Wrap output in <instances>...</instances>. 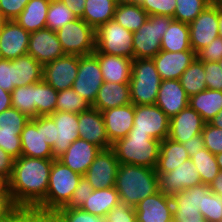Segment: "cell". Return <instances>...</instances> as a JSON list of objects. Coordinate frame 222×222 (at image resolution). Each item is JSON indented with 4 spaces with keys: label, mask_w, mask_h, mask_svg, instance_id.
I'll list each match as a JSON object with an SVG mask.
<instances>
[{
    "label": "cell",
    "mask_w": 222,
    "mask_h": 222,
    "mask_svg": "<svg viewBox=\"0 0 222 222\" xmlns=\"http://www.w3.org/2000/svg\"><path fill=\"white\" fill-rule=\"evenodd\" d=\"M0 87L7 92H12L13 85V63L11 60L0 59Z\"/></svg>",
    "instance_id": "cell-55"
},
{
    "label": "cell",
    "mask_w": 222,
    "mask_h": 222,
    "mask_svg": "<svg viewBox=\"0 0 222 222\" xmlns=\"http://www.w3.org/2000/svg\"><path fill=\"white\" fill-rule=\"evenodd\" d=\"M119 165L120 163L112 148L101 150L84 177H86L94 190L113 187L115 186Z\"/></svg>",
    "instance_id": "cell-14"
},
{
    "label": "cell",
    "mask_w": 222,
    "mask_h": 222,
    "mask_svg": "<svg viewBox=\"0 0 222 222\" xmlns=\"http://www.w3.org/2000/svg\"><path fill=\"white\" fill-rule=\"evenodd\" d=\"M209 123L222 129V110H220Z\"/></svg>",
    "instance_id": "cell-63"
},
{
    "label": "cell",
    "mask_w": 222,
    "mask_h": 222,
    "mask_svg": "<svg viewBox=\"0 0 222 222\" xmlns=\"http://www.w3.org/2000/svg\"><path fill=\"white\" fill-rule=\"evenodd\" d=\"M11 62L13 63V85L15 88L42 81L43 66L31 55L19 56Z\"/></svg>",
    "instance_id": "cell-30"
},
{
    "label": "cell",
    "mask_w": 222,
    "mask_h": 222,
    "mask_svg": "<svg viewBox=\"0 0 222 222\" xmlns=\"http://www.w3.org/2000/svg\"><path fill=\"white\" fill-rule=\"evenodd\" d=\"M82 175L72 171L58 159L50 170L46 198L30 213L36 217L49 218L58 209L65 207L77 188Z\"/></svg>",
    "instance_id": "cell-3"
},
{
    "label": "cell",
    "mask_w": 222,
    "mask_h": 222,
    "mask_svg": "<svg viewBox=\"0 0 222 222\" xmlns=\"http://www.w3.org/2000/svg\"><path fill=\"white\" fill-rule=\"evenodd\" d=\"M161 81L153 59H133L129 82L131 103L134 105L155 104Z\"/></svg>",
    "instance_id": "cell-5"
},
{
    "label": "cell",
    "mask_w": 222,
    "mask_h": 222,
    "mask_svg": "<svg viewBox=\"0 0 222 222\" xmlns=\"http://www.w3.org/2000/svg\"><path fill=\"white\" fill-rule=\"evenodd\" d=\"M211 2L219 3L221 0H210Z\"/></svg>",
    "instance_id": "cell-70"
},
{
    "label": "cell",
    "mask_w": 222,
    "mask_h": 222,
    "mask_svg": "<svg viewBox=\"0 0 222 222\" xmlns=\"http://www.w3.org/2000/svg\"><path fill=\"white\" fill-rule=\"evenodd\" d=\"M170 118L156 105H134L133 127L129 133L149 134L163 141L169 136Z\"/></svg>",
    "instance_id": "cell-9"
},
{
    "label": "cell",
    "mask_w": 222,
    "mask_h": 222,
    "mask_svg": "<svg viewBox=\"0 0 222 222\" xmlns=\"http://www.w3.org/2000/svg\"><path fill=\"white\" fill-rule=\"evenodd\" d=\"M10 107H12L11 93L0 87V113Z\"/></svg>",
    "instance_id": "cell-60"
},
{
    "label": "cell",
    "mask_w": 222,
    "mask_h": 222,
    "mask_svg": "<svg viewBox=\"0 0 222 222\" xmlns=\"http://www.w3.org/2000/svg\"><path fill=\"white\" fill-rule=\"evenodd\" d=\"M201 215L207 222L222 220V196L215 195L211 190L203 195V210Z\"/></svg>",
    "instance_id": "cell-46"
},
{
    "label": "cell",
    "mask_w": 222,
    "mask_h": 222,
    "mask_svg": "<svg viewBox=\"0 0 222 222\" xmlns=\"http://www.w3.org/2000/svg\"><path fill=\"white\" fill-rule=\"evenodd\" d=\"M52 222H105V218L92 215L81 208L63 207L49 217Z\"/></svg>",
    "instance_id": "cell-45"
},
{
    "label": "cell",
    "mask_w": 222,
    "mask_h": 222,
    "mask_svg": "<svg viewBox=\"0 0 222 222\" xmlns=\"http://www.w3.org/2000/svg\"><path fill=\"white\" fill-rule=\"evenodd\" d=\"M219 3L209 4L189 25L191 49L197 54L219 36Z\"/></svg>",
    "instance_id": "cell-10"
},
{
    "label": "cell",
    "mask_w": 222,
    "mask_h": 222,
    "mask_svg": "<svg viewBox=\"0 0 222 222\" xmlns=\"http://www.w3.org/2000/svg\"><path fill=\"white\" fill-rule=\"evenodd\" d=\"M58 91L43 80L36 83V117L51 115L56 111Z\"/></svg>",
    "instance_id": "cell-41"
},
{
    "label": "cell",
    "mask_w": 222,
    "mask_h": 222,
    "mask_svg": "<svg viewBox=\"0 0 222 222\" xmlns=\"http://www.w3.org/2000/svg\"><path fill=\"white\" fill-rule=\"evenodd\" d=\"M219 169L222 170V153L215 155Z\"/></svg>",
    "instance_id": "cell-67"
},
{
    "label": "cell",
    "mask_w": 222,
    "mask_h": 222,
    "mask_svg": "<svg viewBox=\"0 0 222 222\" xmlns=\"http://www.w3.org/2000/svg\"><path fill=\"white\" fill-rule=\"evenodd\" d=\"M30 118L10 107L0 113V148L16 159L21 156L20 134Z\"/></svg>",
    "instance_id": "cell-11"
},
{
    "label": "cell",
    "mask_w": 222,
    "mask_h": 222,
    "mask_svg": "<svg viewBox=\"0 0 222 222\" xmlns=\"http://www.w3.org/2000/svg\"><path fill=\"white\" fill-rule=\"evenodd\" d=\"M14 158L0 148V178L5 182L11 179L13 172Z\"/></svg>",
    "instance_id": "cell-56"
},
{
    "label": "cell",
    "mask_w": 222,
    "mask_h": 222,
    "mask_svg": "<svg viewBox=\"0 0 222 222\" xmlns=\"http://www.w3.org/2000/svg\"><path fill=\"white\" fill-rule=\"evenodd\" d=\"M7 21H8V19L0 11V32L4 28V26L7 23Z\"/></svg>",
    "instance_id": "cell-66"
},
{
    "label": "cell",
    "mask_w": 222,
    "mask_h": 222,
    "mask_svg": "<svg viewBox=\"0 0 222 222\" xmlns=\"http://www.w3.org/2000/svg\"><path fill=\"white\" fill-rule=\"evenodd\" d=\"M30 32L8 20L0 32L1 59L14 60L28 52Z\"/></svg>",
    "instance_id": "cell-22"
},
{
    "label": "cell",
    "mask_w": 222,
    "mask_h": 222,
    "mask_svg": "<svg viewBox=\"0 0 222 222\" xmlns=\"http://www.w3.org/2000/svg\"><path fill=\"white\" fill-rule=\"evenodd\" d=\"M115 188L120 202L135 208L146 197L158 191L156 169L132 164H120Z\"/></svg>",
    "instance_id": "cell-2"
},
{
    "label": "cell",
    "mask_w": 222,
    "mask_h": 222,
    "mask_svg": "<svg viewBox=\"0 0 222 222\" xmlns=\"http://www.w3.org/2000/svg\"><path fill=\"white\" fill-rule=\"evenodd\" d=\"M191 160L203 184L209 185L220 171L215 155L206 148L199 150L197 154L191 157Z\"/></svg>",
    "instance_id": "cell-40"
},
{
    "label": "cell",
    "mask_w": 222,
    "mask_h": 222,
    "mask_svg": "<svg viewBox=\"0 0 222 222\" xmlns=\"http://www.w3.org/2000/svg\"><path fill=\"white\" fill-rule=\"evenodd\" d=\"M65 54L86 56L95 51V30L77 18L56 31Z\"/></svg>",
    "instance_id": "cell-8"
},
{
    "label": "cell",
    "mask_w": 222,
    "mask_h": 222,
    "mask_svg": "<svg viewBox=\"0 0 222 222\" xmlns=\"http://www.w3.org/2000/svg\"><path fill=\"white\" fill-rule=\"evenodd\" d=\"M63 2L76 16L82 18L85 9L86 0H60Z\"/></svg>",
    "instance_id": "cell-59"
},
{
    "label": "cell",
    "mask_w": 222,
    "mask_h": 222,
    "mask_svg": "<svg viewBox=\"0 0 222 222\" xmlns=\"http://www.w3.org/2000/svg\"><path fill=\"white\" fill-rule=\"evenodd\" d=\"M107 137L111 144L125 138L133 127L134 104L110 108L101 111Z\"/></svg>",
    "instance_id": "cell-25"
},
{
    "label": "cell",
    "mask_w": 222,
    "mask_h": 222,
    "mask_svg": "<svg viewBox=\"0 0 222 222\" xmlns=\"http://www.w3.org/2000/svg\"><path fill=\"white\" fill-rule=\"evenodd\" d=\"M210 191L207 184H199L171 196L173 202V217L176 221L185 222L190 218H203V195Z\"/></svg>",
    "instance_id": "cell-16"
},
{
    "label": "cell",
    "mask_w": 222,
    "mask_h": 222,
    "mask_svg": "<svg viewBox=\"0 0 222 222\" xmlns=\"http://www.w3.org/2000/svg\"><path fill=\"white\" fill-rule=\"evenodd\" d=\"M150 15L174 17L176 0H142L139 4Z\"/></svg>",
    "instance_id": "cell-48"
},
{
    "label": "cell",
    "mask_w": 222,
    "mask_h": 222,
    "mask_svg": "<svg viewBox=\"0 0 222 222\" xmlns=\"http://www.w3.org/2000/svg\"><path fill=\"white\" fill-rule=\"evenodd\" d=\"M131 103L129 83L103 82L91 107L100 112Z\"/></svg>",
    "instance_id": "cell-29"
},
{
    "label": "cell",
    "mask_w": 222,
    "mask_h": 222,
    "mask_svg": "<svg viewBox=\"0 0 222 222\" xmlns=\"http://www.w3.org/2000/svg\"><path fill=\"white\" fill-rule=\"evenodd\" d=\"M197 58L193 50L168 52L161 50L153 61L162 80H179L186 68Z\"/></svg>",
    "instance_id": "cell-23"
},
{
    "label": "cell",
    "mask_w": 222,
    "mask_h": 222,
    "mask_svg": "<svg viewBox=\"0 0 222 222\" xmlns=\"http://www.w3.org/2000/svg\"><path fill=\"white\" fill-rule=\"evenodd\" d=\"M183 146L191 158L194 154H197L199 150L205 148L202 134L195 135L193 138L183 143Z\"/></svg>",
    "instance_id": "cell-57"
},
{
    "label": "cell",
    "mask_w": 222,
    "mask_h": 222,
    "mask_svg": "<svg viewBox=\"0 0 222 222\" xmlns=\"http://www.w3.org/2000/svg\"><path fill=\"white\" fill-rule=\"evenodd\" d=\"M103 82L98 58L94 54L79 56L77 77L72 89L92 106Z\"/></svg>",
    "instance_id": "cell-12"
},
{
    "label": "cell",
    "mask_w": 222,
    "mask_h": 222,
    "mask_svg": "<svg viewBox=\"0 0 222 222\" xmlns=\"http://www.w3.org/2000/svg\"><path fill=\"white\" fill-rule=\"evenodd\" d=\"M116 5L115 0H86L82 19L96 31L113 20Z\"/></svg>",
    "instance_id": "cell-35"
},
{
    "label": "cell",
    "mask_w": 222,
    "mask_h": 222,
    "mask_svg": "<svg viewBox=\"0 0 222 222\" xmlns=\"http://www.w3.org/2000/svg\"><path fill=\"white\" fill-rule=\"evenodd\" d=\"M100 151L96 145L78 138L58 160L72 171L84 176Z\"/></svg>",
    "instance_id": "cell-26"
},
{
    "label": "cell",
    "mask_w": 222,
    "mask_h": 222,
    "mask_svg": "<svg viewBox=\"0 0 222 222\" xmlns=\"http://www.w3.org/2000/svg\"><path fill=\"white\" fill-rule=\"evenodd\" d=\"M205 81L208 89L222 91V70L218 62H204Z\"/></svg>",
    "instance_id": "cell-51"
},
{
    "label": "cell",
    "mask_w": 222,
    "mask_h": 222,
    "mask_svg": "<svg viewBox=\"0 0 222 222\" xmlns=\"http://www.w3.org/2000/svg\"><path fill=\"white\" fill-rule=\"evenodd\" d=\"M24 213L15 205L6 188L0 194V222H17Z\"/></svg>",
    "instance_id": "cell-47"
},
{
    "label": "cell",
    "mask_w": 222,
    "mask_h": 222,
    "mask_svg": "<svg viewBox=\"0 0 222 222\" xmlns=\"http://www.w3.org/2000/svg\"><path fill=\"white\" fill-rule=\"evenodd\" d=\"M210 190L218 196H222V170L219 171L218 175L209 184Z\"/></svg>",
    "instance_id": "cell-61"
},
{
    "label": "cell",
    "mask_w": 222,
    "mask_h": 222,
    "mask_svg": "<svg viewBox=\"0 0 222 222\" xmlns=\"http://www.w3.org/2000/svg\"><path fill=\"white\" fill-rule=\"evenodd\" d=\"M120 203L119 194L115 188L108 187L93 190L81 209L95 216L105 218L110 210Z\"/></svg>",
    "instance_id": "cell-34"
},
{
    "label": "cell",
    "mask_w": 222,
    "mask_h": 222,
    "mask_svg": "<svg viewBox=\"0 0 222 222\" xmlns=\"http://www.w3.org/2000/svg\"><path fill=\"white\" fill-rule=\"evenodd\" d=\"M95 50L99 53L134 59L133 32L114 20L100 26L95 31Z\"/></svg>",
    "instance_id": "cell-7"
},
{
    "label": "cell",
    "mask_w": 222,
    "mask_h": 222,
    "mask_svg": "<svg viewBox=\"0 0 222 222\" xmlns=\"http://www.w3.org/2000/svg\"><path fill=\"white\" fill-rule=\"evenodd\" d=\"M135 213L137 222H171L174 219L172 198L158 190L140 201Z\"/></svg>",
    "instance_id": "cell-19"
},
{
    "label": "cell",
    "mask_w": 222,
    "mask_h": 222,
    "mask_svg": "<svg viewBox=\"0 0 222 222\" xmlns=\"http://www.w3.org/2000/svg\"><path fill=\"white\" fill-rule=\"evenodd\" d=\"M205 122L189 105L170 118L169 136L171 140L185 143L195 135L202 133Z\"/></svg>",
    "instance_id": "cell-24"
},
{
    "label": "cell",
    "mask_w": 222,
    "mask_h": 222,
    "mask_svg": "<svg viewBox=\"0 0 222 222\" xmlns=\"http://www.w3.org/2000/svg\"><path fill=\"white\" fill-rule=\"evenodd\" d=\"M93 190L94 189L86 177L82 176L70 199V202L65 207L81 208V206L86 202L87 198L90 197Z\"/></svg>",
    "instance_id": "cell-52"
},
{
    "label": "cell",
    "mask_w": 222,
    "mask_h": 222,
    "mask_svg": "<svg viewBox=\"0 0 222 222\" xmlns=\"http://www.w3.org/2000/svg\"><path fill=\"white\" fill-rule=\"evenodd\" d=\"M147 12L139 4H117L113 20L125 29L135 32L147 20Z\"/></svg>",
    "instance_id": "cell-37"
},
{
    "label": "cell",
    "mask_w": 222,
    "mask_h": 222,
    "mask_svg": "<svg viewBox=\"0 0 222 222\" xmlns=\"http://www.w3.org/2000/svg\"><path fill=\"white\" fill-rule=\"evenodd\" d=\"M219 36L222 37V8H221V5L219 4Z\"/></svg>",
    "instance_id": "cell-65"
},
{
    "label": "cell",
    "mask_w": 222,
    "mask_h": 222,
    "mask_svg": "<svg viewBox=\"0 0 222 222\" xmlns=\"http://www.w3.org/2000/svg\"><path fill=\"white\" fill-rule=\"evenodd\" d=\"M43 136L45 142L52 148L54 146V120L49 116H43Z\"/></svg>",
    "instance_id": "cell-58"
},
{
    "label": "cell",
    "mask_w": 222,
    "mask_h": 222,
    "mask_svg": "<svg viewBox=\"0 0 222 222\" xmlns=\"http://www.w3.org/2000/svg\"><path fill=\"white\" fill-rule=\"evenodd\" d=\"M157 175L158 190L169 196L201 184L199 173L191 158L173 171L157 173Z\"/></svg>",
    "instance_id": "cell-15"
},
{
    "label": "cell",
    "mask_w": 222,
    "mask_h": 222,
    "mask_svg": "<svg viewBox=\"0 0 222 222\" xmlns=\"http://www.w3.org/2000/svg\"><path fill=\"white\" fill-rule=\"evenodd\" d=\"M185 222H207L204 218H193V219H186Z\"/></svg>",
    "instance_id": "cell-69"
},
{
    "label": "cell",
    "mask_w": 222,
    "mask_h": 222,
    "mask_svg": "<svg viewBox=\"0 0 222 222\" xmlns=\"http://www.w3.org/2000/svg\"><path fill=\"white\" fill-rule=\"evenodd\" d=\"M211 3L210 0H176L173 18L190 24Z\"/></svg>",
    "instance_id": "cell-44"
},
{
    "label": "cell",
    "mask_w": 222,
    "mask_h": 222,
    "mask_svg": "<svg viewBox=\"0 0 222 222\" xmlns=\"http://www.w3.org/2000/svg\"><path fill=\"white\" fill-rule=\"evenodd\" d=\"M142 0H115L116 4H140Z\"/></svg>",
    "instance_id": "cell-64"
},
{
    "label": "cell",
    "mask_w": 222,
    "mask_h": 222,
    "mask_svg": "<svg viewBox=\"0 0 222 222\" xmlns=\"http://www.w3.org/2000/svg\"><path fill=\"white\" fill-rule=\"evenodd\" d=\"M93 54L98 58L103 80L105 82H130L132 73V59L99 53L97 50H95Z\"/></svg>",
    "instance_id": "cell-28"
},
{
    "label": "cell",
    "mask_w": 222,
    "mask_h": 222,
    "mask_svg": "<svg viewBox=\"0 0 222 222\" xmlns=\"http://www.w3.org/2000/svg\"><path fill=\"white\" fill-rule=\"evenodd\" d=\"M79 138L99 147L101 150L112 148L105 129L102 113L93 107L78 114Z\"/></svg>",
    "instance_id": "cell-21"
},
{
    "label": "cell",
    "mask_w": 222,
    "mask_h": 222,
    "mask_svg": "<svg viewBox=\"0 0 222 222\" xmlns=\"http://www.w3.org/2000/svg\"><path fill=\"white\" fill-rule=\"evenodd\" d=\"M27 54L42 66L65 55L56 31L47 27L30 33Z\"/></svg>",
    "instance_id": "cell-17"
},
{
    "label": "cell",
    "mask_w": 222,
    "mask_h": 222,
    "mask_svg": "<svg viewBox=\"0 0 222 222\" xmlns=\"http://www.w3.org/2000/svg\"><path fill=\"white\" fill-rule=\"evenodd\" d=\"M160 143L149 134L128 133L112 144L120 164H132L155 169L158 163Z\"/></svg>",
    "instance_id": "cell-4"
},
{
    "label": "cell",
    "mask_w": 222,
    "mask_h": 222,
    "mask_svg": "<svg viewBox=\"0 0 222 222\" xmlns=\"http://www.w3.org/2000/svg\"><path fill=\"white\" fill-rule=\"evenodd\" d=\"M201 62H219L222 60V37L218 36L208 46L197 53Z\"/></svg>",
    "instance_id": "cell-53"
},
{
    "label": "cell",
    "mask_w": 222,
    "mask_h": 222,
    "mask_svg": "<svg viewBox=\"0 0 222 222\" xmlns=\"http://www.w3.org/2000/svg\"><path fill=\"white\" fill-rule=\"evenodd\" d=\"M7 188V182L0 178V194Z\"/></svg>",
    "instance_id": "cell-68"
},
{
    "label": "cell",
    "mask_w": 222,
    "mask_h": 222,
    "mask_svg": "<svg viewBox=\"0 0 222 222\" xmlns=\"http://www.w3.org/2000/svg\"><path fill=\"white\" fill-rule=\"evenodd\" d=\"M13 108L26 114L29 118L36 117V83L16 87L11 92Z\"/></svg>",
    "instance_id": "cell-39"
},
{
    "label": "cell",
    "mask_w": 222,
    "mask_h": 222,
    "mask_svg": "<svg viewBox=\"0 0 222 222\" xmlns=\"http://www.w3.org/2000/svg\"><path fill=\"white\" fill-rule=\"evenodd\" d=\"M30 0H0V11L8 20H15Z\"/></svg>",
    "instance_id": "cell-54"
},
{
    "label": "cell",
    "mask_w": 222,
    "mask_h": 222,
    "mask_svg": "<svg viewBox=\"0 0 222 222\" xmlns=\"http://www.w3.org/2000/svg\"><path fill=\"white\" fill-rule=\"evenodd\" d=\"M78 55L65 54L43 66L42 80L60 92L72 88L77 77Z\"/></svg>",
    "instance_id": "cell-13"
},
{
    "label": "cell",
    "mask_w": 222,
    "mask_h": 222,
    "mask_svg": "<svg viewBox=\"0 0 222 222\" xmlns=\"http://www.w3.org/2000/svg\"><path fill=\"white\" fill-rule=\"evenodd\" d=\"M189 97L177 79L162 80L156 105L169 117L177 115L188 106Z\"/></svg>",
    "instance_id": "cell-27"
},
{
    "label": "cell",
    "mask_w": 222,
    "mask_h": 222,
    "mask_svg": "<svg viewBox=\"0 0 222 222\" xmlns=\"http://www.w3.org/2000/svg\"><path fill=\"white\" fill-rule=\"evenodd\" d=\"M174 18L150 15L139 29L133 32L134 59L153 58L161 51V40Z\"/></svg>",
    "instance_id": "cell-6"
},
{
    "label": "cell",
    "mask_w": 222,
    "mask_h": 222,
    "mask_svg": "<svg viewBox=\"0 0 222 222\" xmlns=\"http://www.w3.org/2000/svg\"><path fill=\"white\" fill-rule=\"evenodd\" d=\"M105 222H137L135 208L120 202L105 216Z\"/></svg>",
    "instance_id": "cell-50"
},
{
    "label": "cell",
    "mask_w": 222,
    "mask_h": 222,
    "mask_svg": "<svg viewBox=\"0 0 222 222\" xmlns=\"http://www.w3.org/2000/svg\"><path fill=\"white\" fill-rule=\"evenodd\" d=\"M21 156L42 159H54L52 148L43 136V116L30 118L20 134Z\"/></svg>",
    "instance_id": "cell-18"
},
{
    "label": "cell",
    "mask_w": 222,
    "mask_h": 222,
    "mask_svg": "<svg viewBox=\"0 0 222 222\" xmlns=\"http://www.w3.org/2000/svg\"><path fill=\"white\" fill-rule=\"evenodd\" d=\"M90 107L91 105L72 88L58 92L56 111L79 114Z\"/></svg>",
    "instance_id": "cell-43"
},
{
    "label": "cell",
    "mask_w": 222,
    "mask_h": 222,
    "mask_svg": "<svg viewBox=\"0 0 222 222\" xmlns=\"http://www.w3.org/2000/svg\"><path fill=\"white\" fill-rule=\"evenodd\" d=\"M49 5V0H30L15 20L30 33L46 28Z\"/></svg>",
    "instance_id": "cell-32"
},
{
    "label": "cell",
    "mask_w": 222,
    "mask_h": 222,
    "mask_svg": "<svg viewBox=\"0 0 222 222\" xmlns=\"http://www.w3.org/2000/svg\"><path fill=\"white\" fill-rule=\"evenodd\" d=\"M190 159L182 143L166 138L160 143L156 173H167Z\"/></svg>",
    "instance_id": "cell-31"
},
{
    "label": "cell",
    "mask_w": 222,
    "mask_h": 222,
    "mask_svg": "<svg viewBox=\"0 0 222 222\" xmlns=\"http://www.w3.org/2000/svg\"><path fill=\"white\" fill-rule=\"evenodd\" d=\"M188 105L209 123L222 110V91L206 89L189 97Z\"/></svg>",
    "instance_id": "cell-33"
},
{
    "label": "cell",
    "mask_w": 222,
    "mask_h": 222,
    "mask_svg": "<svg viewBox=\"0 0 222 222\" xmlns=\"http://www.w3.org/2000/svg\"><path fill=\"white\" fill-rule=\"evenodd\" d=\"M54 120V146L52 153L54 159L62 156L71 143L79 138L78 114L55 111L49 115Z\"/></svg>",
    "instance_id": "cell-20"
},
{
    "label": "cell",
    "mask_w": 222,
    "mask_h": 222,
    "mask_svg": "<svg viewBox=\"0 0 222 222\" xmlns=\"http://www.w3.org/2000/svg\"><path fill=\"white\" fill-rule=\"evenodd\" d=\"M161 50L168 52L192 50L189 38V25L173 20L162 37Z\"/></svg>",
    "instance_id": "cell-36"
},
{
    "label": "cell",
    "mask_w": 222,
    "mask_h": 222,
    "mask_svg": "<svg viewBox=\"0 0 222 222\" xmlns=\"http://www.w3.org/2000/svg\"><path fill=\"white\" fill-rule=\"evenodd\" d=\"M205 148L214 155L222 153V129L205 123L202 130Z\"/></svg>",
    "instance_id": "cell-49"
},
{
    "label": "cell",
    "mask_w": 222,
    "mask_h": 222,
    "mask_svg": "<svg viewBox=\"0 0 222 222\" xmlns=\"http://www.w3.org/2000/svg\"><path fill=\"white\" fill-rule=\"evenodd\" d=\"M218 63H219V66H220V68H221V70H222V60L219 61Z\"/></svg>",
    "instance_id": "cell-71"
},
{
    "label": "cell",
    "mask_w": 222,
    "mask_h": 222,
    "mask_svg": "<svg viewBox=\"0 0 222 222\" xmlns=\"http://www.w3.org/2000/svg\"><path fill=\"white\" fill-rule=\"evenodd\" d=\"M53 160L27 156L14 159L7 188L24 214H30L46 198Z\"/></svg>",
    "instance_id": "cell-1"
},
{
    "label": "cell",
    "mask_w": 222,
    "mask_h": 222,
    "mask_svg": "<svg viewBox=\"0 0 222 222\" xmlns=\"http://www.w3.org/2000/svg\"><path fill=\"white\" fill-rule=\"evenodd\" d=\"M77 16L60 0L50 1L46 17V27L57 31Z\"/></svg>",
    "instance_id": "cell-42"
},
{
    "label": "cell",
    "mask_w": 222,
    "mask_h": 222,
    "mask_svg": "<svg viewBox=\"0 0 222 222\" xmlns=\"http://www.w3.org/2000/svg\"><path fill=\"white\" fill-rule=\"evenodd\" d=\"M179 81L188 97L206 90L204 62L196 58L190 66L185 69Z\"/></svg>",
    "instance_id": "cell-38"
},
{
    "label": "cell",
    "mask_w": 222,
    "mask_h": 222,
    "mask_svg": "<svg viewBox=\"0 0 222 222\" xmlns=\"http://www.w3.org/2000/svg\"><path fill=\"white\" fill-rule=\"evenodd\" d=\"M17 222H52L47 217H36L30 214H24Z\"/></svg>",
    "instance_id": "cell-62"
}]
</instances>
